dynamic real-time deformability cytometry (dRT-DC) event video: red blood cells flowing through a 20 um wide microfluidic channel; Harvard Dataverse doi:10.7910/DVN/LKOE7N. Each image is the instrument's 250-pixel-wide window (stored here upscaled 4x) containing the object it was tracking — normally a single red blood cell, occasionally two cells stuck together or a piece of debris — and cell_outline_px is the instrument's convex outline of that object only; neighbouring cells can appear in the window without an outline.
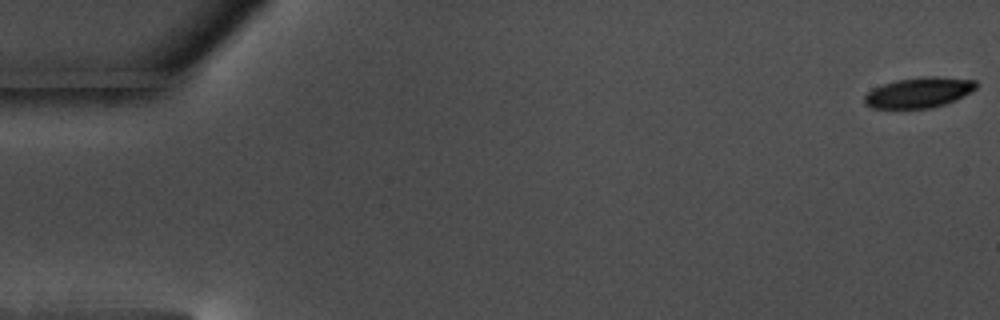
{"species": "common noctule bat (a hibernating species)", "species_latin": "Nyctalus noctula", "temperature_condition": "warm", "stored_images_in_passage": 59, "camera_frame_rate_fps": 3000, "um_per_image_px": 0.085, "animal": {"sex": "male", "body_mass_g": 17.5, "forearm_length_mm": 52.3}, "frame": {"image": 1, "passage_image": 1, "time_ms": 0.0, "image_size_px": [1000, 320], "cell_outline_px": [[976, 88], [964, 96], [956, 100], [932, 108], [872, 108], [864, 104], [864, 96], [872, 88], [896, 80], [920, 76], [936, 76], [976, 80]], "centroid_in_image_um": [78.09, 7.86], "position_along_channel_um": 6.9, "area_um2": 19.88}}
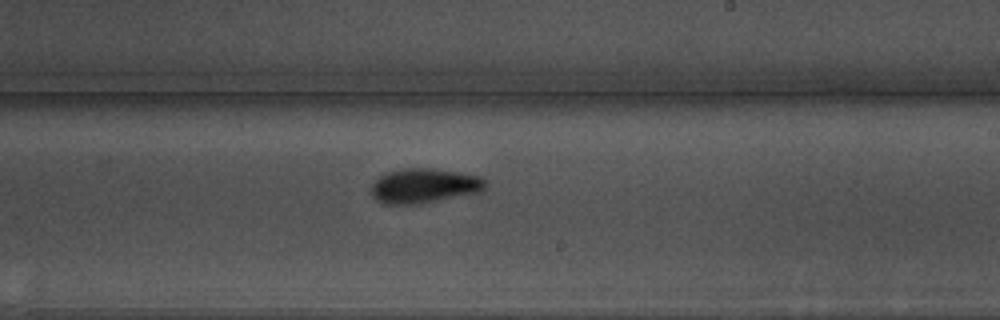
{"frame": {"image": 2, "passage_image": 35, "time_ms": 11.333, "image_size_px": [1000, 320], "cell_outline_px": [[488, 184], [480, 192], [420, 204], [384, 204], [376, 200], [372, 196], [372, 184], [380, 176], [388, 172], [404, 168], [432, 168], [480, 176]], "centroid_in_image_um": [36.05, 15.8], "position_along_channel_um": 252.9, "area_um2": 23.0}}
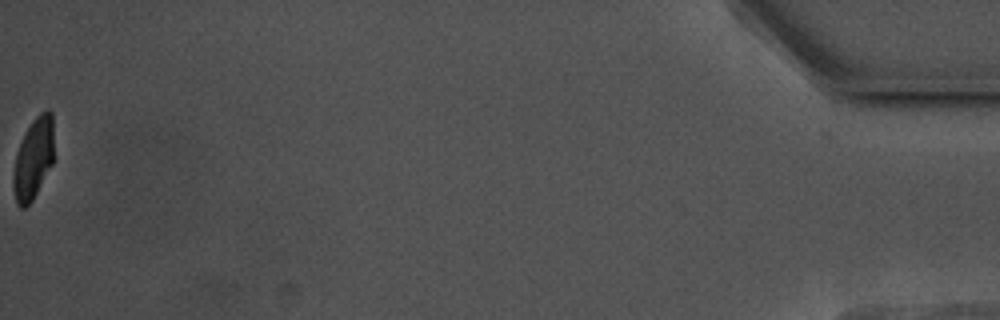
{"frame": {"image": 3, "passage_image": 59, "time_ms": 19.333, "image_size_px": [1000, 320], "cell_outline_px": [[52, 164], [32, 200], [24, 208], [20, 208], [16, 204], [12, 184], [12, 176], [16, 152], [24, 132], [32, 120], [40, 112], [48, 108], [52, 112]], "centroid_in_image_um": [2.8, 13.47], "position_along_channel_um": 432.4, "area_um2": 19.19}, "authors_computed_cell_mechanics": {"area_um2": 21.4438, "velocity_mm_per_s": 3.5144, "shape_relaxation_time_tau1_ms": 3.4612, "shape_relaxation_time_tau2_ms": 1.8323, "deformation_change_tau1": 0.1376, "deformation_change_tau2": 0.0701}}